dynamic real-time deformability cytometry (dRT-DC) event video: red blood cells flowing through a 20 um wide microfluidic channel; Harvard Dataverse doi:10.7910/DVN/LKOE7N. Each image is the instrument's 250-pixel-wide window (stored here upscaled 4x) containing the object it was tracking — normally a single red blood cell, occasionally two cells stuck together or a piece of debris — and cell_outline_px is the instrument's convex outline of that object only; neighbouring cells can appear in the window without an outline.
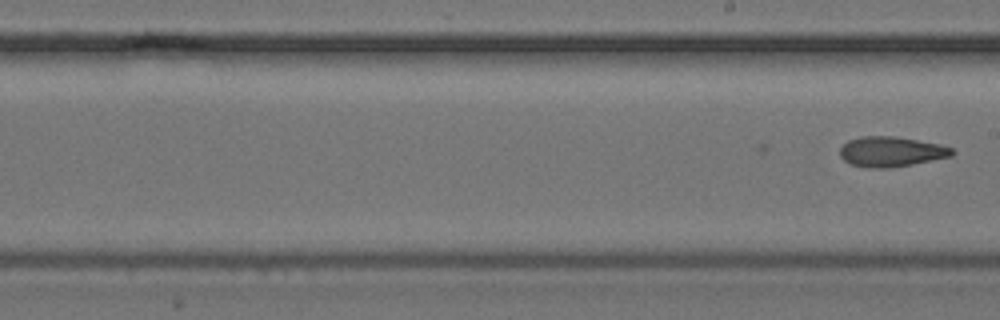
{"species": "common noctule bat (a hibernating species)", "species_latin": "Nyctalus noctula", "temperature_condition": "cold", "stored_images_in_passage": 25, "segment_of_instrument_passage": [2, 2], "camera_frame_rate_fps": 3000, "um_per_image_px": 0.085, "animal": {"sex": "female", "body_mass_g": 24.6, "forearm_length_mm": 56.2}, "frame": {"image": 1, "passage_image": 25, "time_ms": 8.0, "image_size_px": [1000, 320], "cell_outline_px": [[956, 152], [952, 156], [912, 164], [888, 168], [864, 168], [852, 164], [844, 160], [840, 156], [840, 148], [848, 140], [860, 136], [892, 136], [940, 144], [952, 148]], "centroid_in_image_um": [75.74, 12.89], "position_along_channel_um": 213.3, "area_um2": 19.65}}